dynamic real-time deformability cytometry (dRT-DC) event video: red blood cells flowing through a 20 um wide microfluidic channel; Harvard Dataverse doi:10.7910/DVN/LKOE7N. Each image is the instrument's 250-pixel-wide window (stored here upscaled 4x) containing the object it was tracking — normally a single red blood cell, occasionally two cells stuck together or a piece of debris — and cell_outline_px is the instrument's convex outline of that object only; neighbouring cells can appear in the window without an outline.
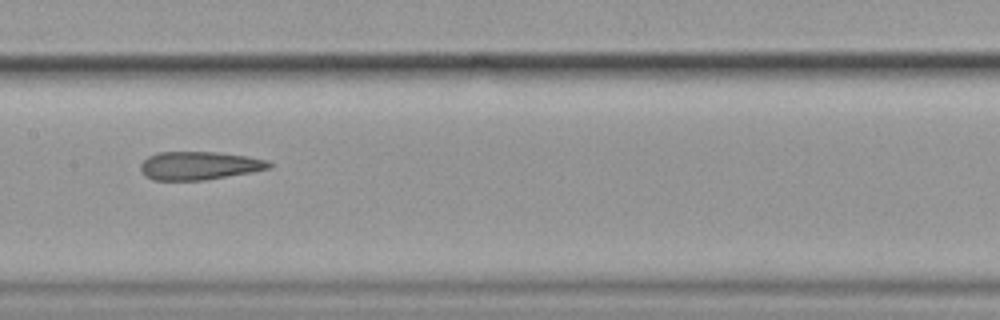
{"species": "common noctule bat (a hibernating species)", "species_latin": "Nyctalus noctula", "temperature_condition": "cold", "stored_images_in_passage": 14, "camera_frame_rate_fps": 3000, "um_per_image_px": 0.085, "animal": {"sex": "female", "body_mass_g": 19.9}, "frame": {"image": 1, "passage_image": 7, "time_ms": 2.0, "image_size_px": [1000, 320], "cell_outline_px": [[272, 168], [252, 172], [204, 180], [152, 180], [140, 168], [140, 164], [148, 156], [156, 152], [220, 152], [248, 156], [268, 160], [272, 164]], "centroid_in_image_um": [16.97, 14.07], "position_along_channel_um": 190.4, "area_um2": 21.21}}
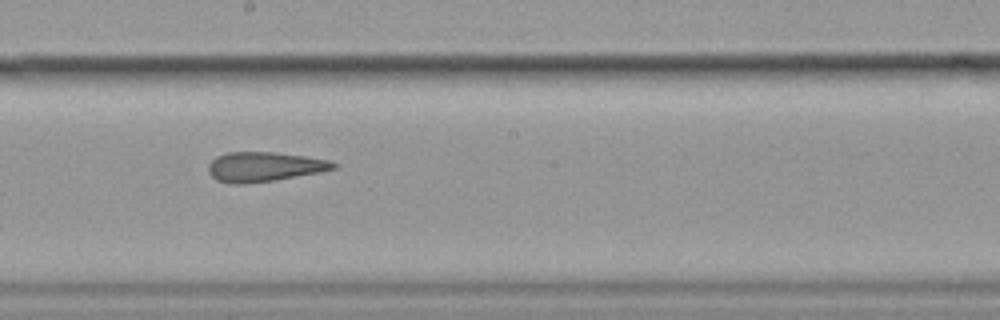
{"frame": {"image": 2, "passage_image": 8, "time_ms": 2.333, "image_size_px": [1000, 320], "cell_outline_px": [[340, 164], [336, 168], [320, 172], [272, 180], [240, 184], [228, 184], [216, 180], [208, 172], [208, 164], [216, 156], [228, 152], [272, 152], [304, 156], [328, 160]], "centroid_in_image_um": [22.43, 14.17], "position_along_channel_um": 225.8, "area_um2": 21.5}}
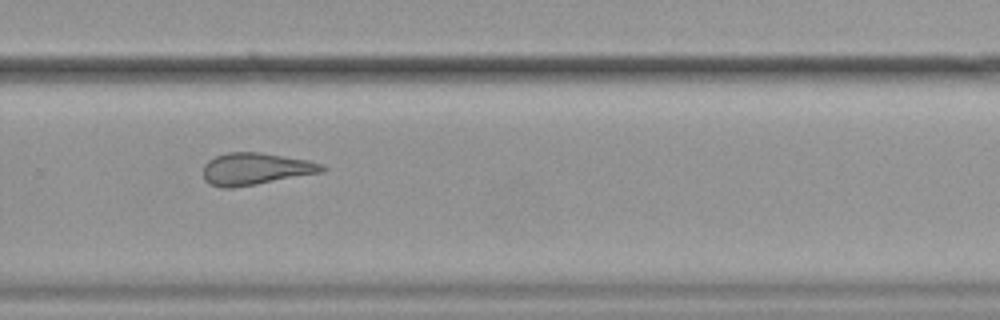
{"frame": {"image": 3, "passage_image": 10, "time_ms": 3.0, "image_size_px": [1000, 320], "cell_outline_px": [[328, 168], [320, 172], [256, 184], [232, 188], [220, 188], [208, 184], [204, 180], [204, 164], [208, 160], [216, 156], [228, 152], [260, 152], [308, 160], [324, 164]], "centroid_in_image_um": [21.69, 14.35], "position_along_channel_um": 308.1, "area_um2": 22.14}}